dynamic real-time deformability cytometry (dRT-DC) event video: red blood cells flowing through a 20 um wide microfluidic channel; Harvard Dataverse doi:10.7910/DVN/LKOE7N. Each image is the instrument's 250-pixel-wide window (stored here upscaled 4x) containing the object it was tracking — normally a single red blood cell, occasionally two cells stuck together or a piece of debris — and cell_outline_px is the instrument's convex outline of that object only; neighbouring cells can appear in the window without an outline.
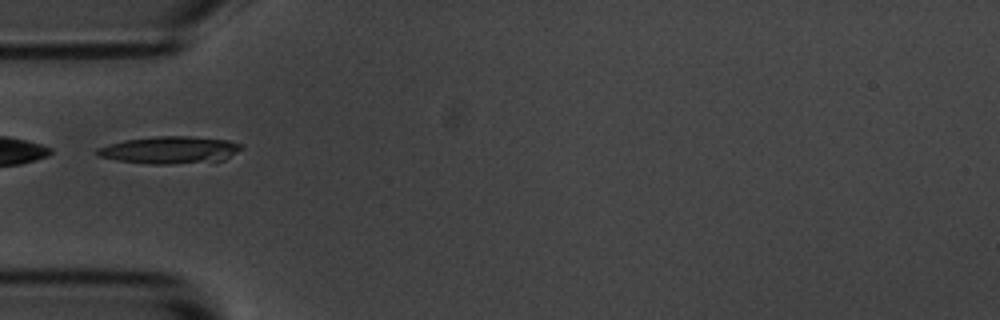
{"species": "common noctule bat (a hibernating species)", "species_latin": "Nyctalus noctula", "temperature_condition": "room temperature", "stored_images_in_passage": 4, "camera_frame_rate_fps": 3000, "um_per_image_px": 0.085, "animal": {"sex": "male", "body_mass_g": 20.1, "forearm_length_mm": 53.5}, "frame": {"image": 1, "passage_image": 2, "time_ms": 1.333, "image_size_px": [1000, 320], "cell_outline_px": [[244, 148], [224, 160], [172, 164], [148, 164], [120, 160], [96, 156], [92, 152], [96, 148], [108, 144], [124, 140], [156, 136], [188, 136], [228, 140], [244, 144]], "centroid_in_image_um": [14.42, 12.74], "position_along_channel_um": 70.6, "area_um2": 23.12}}
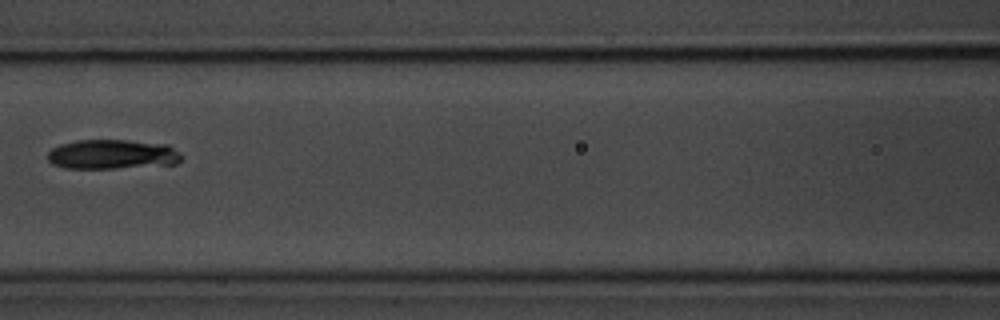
{"frame": {"image": 2, "passage_image": 4, "time_ms": 3.667, "image_size_px": [1000, 320], "cell_outline_px": [[180, 160], [176, 164], [116, 168], [64, 168], [52, 164], [48, 160], [48, 152], [52, 148], [60, 144], [76, 140], [128, 140], [168, 144], [180, 152]], "centroid_in_image_um": [9.54, 13.11], "position_along_channel_um": 157.1, "area_um2": 23.18}}